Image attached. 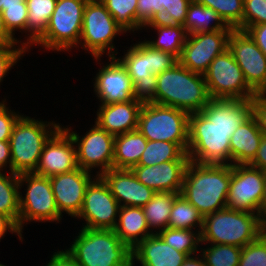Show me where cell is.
<instances>
[{
	"label": "cell",
	"instance_id": "51",
	"mask_svg": "<svg viewBox=\"0 0 266 266\" xmlns=\"http://www.w3.org/2000/svg\"><path fill=\"white\" fill-rule=\"evenodd\" d=\"M12 233L18 236L20 242H23V234L19 231L18 227L7 217L0 214V242L4 239L6 233Z\"/></svg>",
	"mask_w": 266,
	"mask_h": 266
},
{
	"label": "cell",
	"instance_id": "28",
	"mask_svg": "<svg viewBox=\"0 0 266 266\" xmlns=\"http://www.w3.org/2000/svg\"><path fill=\"white\" fill-rule=\"evenodd\" d=\"M147 139L138 130L115 136L113 168L131 169L138 165L147 146Z\"/></svg>",
	"mask_w": 266,
	"mask_h": 266
},
{
	"label": "cell",
	"instance_id": "49",
	"mask_svg": "<svg viewBox=\"0 0 266 266\" xmlns=\"http://www.w3.org/2000/svg\"><path fill=\"white\" fill-rule=\"evenodd\" d=\"M56 251L45 266H80L66 249Z\"/></svg>",
	"mask_w": 266,
	"mask_h": 266
},
{
	"label": "cell",
	"instance_id": "47",
	"mask_svg": "<svg viewBox=\"0 0 266 266\" xmlns=\"http://www.w3.org/2000/svg\"><path fill=\"white\" fill-rule=\"evenodd\" d=\"M154 8L156 0H138L136 12V32L151 22H154Z\"/></svg>",
	"mask_w": 266,
	"mask_h": 266
},
{
	"label": "cell",
	"instance_id": "46",
	"mask_svg": "<svg viewBox=\"0 0 266 266\" xmlns=\"http://www.w3.org/2000/svg\"><path fill=\"white\" fill-rule=\"evenodd\" d=\"M6 98L0 102V141H9L13 128L18 119L23 115L7 106Z\"/></svg>",
	"mask_w": 266,
	"mask_h": 266
},
{
	"label": "cell",
	"instance_id": "29",
	"mask_svg": "<svg viewBox=\"0 0 266 266\" xmlns=\"http://www.w3.org/2000/svg\"><path fill=\"white\" fill-rule=\"evenodd\" d=\"M143 29H154L155 32L157 31V39H145L150 46L154 49L172 53L177 58L180 57L188 35L182 25L154 21L145 25Z\"/></svg>",
	"mask_w": 266,
	"mask_h": 266
},
{
	"label": "cell",
	"instance_id": "30",
	"mask_svg": "<svg viewBox=\"0 0 266 266\" xmlns=\"http://www.w3.org/2000/svg\"><path fill=\"white\" fill-rule=\"evenodd\" d=\"M188 35L200 32H214L217 30H233L228 27L222 18L209 7L192 1L187 9L183 24Z\"/></svg>",
	"mask_w": 266,
	"mask_h": 266
},
{
	"label": "cell",
	"instance_id": "41",
	"mask_svg": "<svg viewBox=\"0 0 266 266\" xmlns=\"http://www.w3.org/2000/svg\"><path fill=\"white\" fill-rule=\"evenodd\" d=\"M3 21L8 32L14 37L19 31L26 33L28 8L26 0H8L6 9L2 11ZM16 31V32H15Z\"/></svg>",
	"mask_w": 266,
	"mask_h": 266
},
{
	"label": "cell",
	"instance_id": "20",
	"mask_svg": "<svg viewBox=\"0 0 266 266\" xmlns=\"http://www.w3.org/2000/svg\"><path fill=\"white\" fill-rule=\"evenodd\" d=\"M76 168L78 164L75 143L61 126L44 145L34 173L50 178Z\"/></svg>",
	"mask_w": 266,
	"mask_h": 266
},
{
	"label": "cell",
	"instance_id": "37",
	"mask_svg": "<svg viewBox=\"0 0 266 266\" xmlns=\"http://www.w3.org/2000/svg\"><path fill=\"white\" fill-rule=\"evenodd\" d=\"M241 250L233 245L200 243L199 254L207 266H238Z\"/></svg>",
	"mask_w": 266,
	"mask_h": 266
},
{
	"label": "cell",
	"instance_id": "14",
	"mask_svg": "<svg viewBox=\"0 0 266 266\" xmlns=\"http://www.w3.org/2000/svg\"><path fill=\"white\" fill-rule=\"evenodd\" d=\"M119 208L105 181L96 176L87 186L81 211L75 219L85 221L81 228L114 229Z\"/></svg>",
	"mask_w": 266,
	"mask_h": 266
},
{
	"label": "cell",
	"instance_id": "6",
	"mask_svg": "<svg viewBox=\"0 0 266 266\" xmlns=\"http://www.w3.org/2000/svg\"><path fill=\"white\" fill-rule=\"evenodd\" d=\"M237 128L216 127L201 112L189 115V160L199 164L231 165L230 138Z\"/></svg>",
	"mask_w": 266,
	"mask_h": 266
},
{
	"label": "cell",
	"instance_id": "16",
	"mask_svg": "<svg viewBox=\"0 0 266 266\" xmlns=\"http://www.w3.org/2000/svg\"><path fill=\"white\" fill-rule=\"evenodd\" d=\"M228 50L241 68L247 84L257 93L266 89V55L246 31L233 29Z\"/></svg>",
	"mask_w": 266,
	"mask_h": 266
},
{
	"label": "cell",
	"instance_id": "13",
	"mask_svg": "<svg viewBox=\"0 0 266 266\" xmlns=\"http://www.w3.org/2000/svg\"><path fill=\"white\" fill-rule=\"evenodd\" d=\"M265 172L249 164L231 165L227 195L229 209L260 214Z\"/></svg>",
	"mask_w": 266,
	"mask_h": 266
},
{
	"label": "cell",
	"instance_id": "25",
	"mask_svg": "<svg viewBox=\"0 0 266 266\" xmlns=\"http://www.w3.org/2000/svg\"><path fill=\"white\" fill-rule=\"evenodd\" d=\"M200 112L216 127L238 128L251 116V99H211Z\"/></svg>",
	"mask_w": 266,
	"mask_h": 266
},
{
	"label": "cell",
	"instance_id": "40",
	"mask_svg": "<svg viewBox=\"0 0 266 266\" xmlns=\"http://www.w3.org/2000/svg\"><path fill=\"white\" fill-rule=\"evenodd\" d=\"M191 2L192 0H156L154 21L183 26Z\"/></svg>",
	"mask_w": 266,
	"mask_h": 266
},
{
	"label": "cell",
	"instance_id": "39",
	"mask_svg": "<svg viewBox=\"0 0 266 266\" xmlns=\"http://www.w3.org/2000/svg\"><path fill=\"white\" fill-rule=\"evenodd\" d=\"M115 21L127 32L136 33L138 0H100ZM133 31V32H132Z\"/></svg>",
	"mask_w": 266,
	"mask_h": 266
},
{
	"label": "cell",
	"instance_id": "38",
	"mask_svg": "<svg viewBox=\"0 0 266 266\" xmlns=\"http://www.w3.org/2000/svg\"><path fill=\"white\" fill-rule=\"evenodd\" d=\"M212 8L232 29L243 30L244 0H192Z\"/></svg>",
	"mask_w": 266,
	"mask_h": 266
},
{
	"label": "cell",
	"instance_id": "48",
	"mask_svg": "<svg viewBox=\"0 0 266 266\" xmlns=\"http://www.w3.org/2000/svg\"><path fill=\"white\" fill-rule=\"evenodd\" d=\"M251 115L255 118L260 132L266 136V98L256 94L251 99Z\"/></svg>",
	"mask_w": 266,
	"mask_h": 266
},
{
	"label": "cell",
	"instance_id": "1",
	"mask_svg": "<svg viewBox=\"0 0 266 266\" xmlns=\"http://www.w3.org/2000/svg\"><path fill=\"white\" fill-rule=\"evenodd\" d=\"M231 165L189 161L180 194L205 217L227 206Z\"/></svg>",
	"mask_w": 266,
	"mask_h": 266
},
{
	"label": "cell",
	"instance_id": "2",
	"mask_svg": "<svg viewBox=\"0 0 266 266\" xmlns=\"http://www.w3.org/2000/svg\"><path fill=\"white\" fill-rule=\"evenodd\" d=\"M211 100L205 77L177 62L157 76L155 103L189 114L200 112Z\"/></svg>",
	"mask_w": 266,
	"mask_h": 266
},
{
	"label": "cell",
	"instance_id": "58",
	"mask_svg": "<svg viewBox=\"0 0 266 266\" xmlns=\"http://www.w3.org/2000/svg\"><path fill=\"white\" fill-rule=\"evenodd\" d=\"M261 94L266 98V89Z\"/></svg>",
	"mask_w": 266,
	"mask_h": 266
},
{
	"label": "cell",
	"instance_id": "23",
	"mask_svg": "<svg viewBox=\"0 0 266 266\" xmlns=\"http://www.w3.org/2000/svg\"><path fill=\"white\" fill-rule=\"evenodd\" d=\"M142 105L137 99L99 104L94 123L114 136L136 130Z\"/></svg>",
	"mask_w": 266,
	"mask_h": 266
},
{
	"label": "cell",
	"instance_id": "7",
	"mask_svg": "<svg viewBox=\"0 0 266 266\" xmlns=\"http://www.w3.org/2000/svg\"><path fill=\"white\" fill-rule=\"evenodd\" d=\"M124 33L127 32L115 21L100 0H88L84 8L81 37L77 48H82L85 53H91L93 60L101 65V58L105 54L106 57L118 55V49H115L113 42Z\"/></svg>",
	"mask_w": 266,
	"mask_h": 266
},
{
	"label": "cell",
	"instance_id": "43",
	"mask_svg": "<svg viewBox=\"0 0 266 266\" xmlns=\"http://www.w3.org/2000/svg\"><path fill=\"white\" fill-rule=\"evenodd\" d=\"M26 53L30 52L23 44L0 43V85L9 71L20 62L19 60Z\"/></svg>",
	"mask_w": 266,
	"mask_h": 266
},
{
	"label": "cell",
	"instance_id": "15",
	"mask_svg": "<svg viewBox=\"0 0 266 266\" xmlns=\"http://www.w3.org/2000/svg\"><path fill=\"white\" fill-rule=\"evenodd\" d=\"M232 30H217L187 35L178 62L192 72L204 75L210 63L228 49Z\"/></svg>",
	"mask_w": 266,
	"mask_h": 266
},
{
	"label": "cell",
	"instance_id": "27",
	"mask_svg": "<svg viewBox=\"0 0 266 266\" xmlns=\"http://www.w3.org/2000/svg\"><path fill=\"white\" fill-rule=\"evenodd\" d=\"M115 233L132 249L142 240L154 234L148 227L142 207L121 206Z\"/></svg>",
	"mask_w": 266,
	"mask_h": 266
},
{
	"label": "cell",
	"instance_id": "34",
	"mask_svg": "<svg viewBox=\"0 0 266 266\" xmlns=\"http://www.w3.org/2000/svg\"><path fill=\"white\" fill-rule=\"evenodd\" d=\"M203 216L179 194L171 207L169 228L194 230L201 233L203 227ZM198 227V228H197Z\"/></svg>",
	"mask_w": 266,
	"mask_h": 266
},
{
	"label": "cell",
	"instance_id": "44",
	"mask_svg": "<svg viewBox=\"0 0 266 266\" xmlns=\"http://www.w3.org/2000/svg\"><path fill=\"white\" fill-rule=\"evenodd\" d=\"M266 23V0H244L243 31Z\"/></svg>",
	"mask_w": 266,
	"mask_h": 266
},
{
	"label": "cell",
	"instance_id": "35",
	"mask_svg": "<svg viewBox=\"0 0 266 266\" xmlns=\"http://www.w3.org/2000/svg\"><path fill=\"white\" fill-rule=\"evenodd\" d=\"M189 160L188 154L176 143L167 141H147L138 165H158L166 161Z\"/></svg>",
	"mask_w": 266,
	"mask_h": 266
},
{
	"label": "cell",
	"instance_id": "9",
	"mask_svg": "<svg viewBox=\"0 0 266 266\" xmlns=\"http://www.w3.org/2000/svg\"><path fill=\"white\" fill-rule=\"evenodd\" d=\"M189 113L157 103H143L137 129L149 141H167L188 149Z\"/></svg>",
	"mask_w": 266,
	"mask_h": 266
},
{
	"label": "cell",
	"instance_id": "33",
	"mask_svg": "<svg viewBox=\"0 0 266 266\" xmlns=\"http://www.w3.org/2000/svg\"><path fill=\"white\" fill-rule=\"evenodd\" d=\"M0 172V214L7 216L19 229L18 174Z\"/></svg>",
	"mask_w": 266,
	"mask_h": 266
},
{
	"label": "cell",
	"instance_id": "8",
	"mask_svg": "<svg viewBox=\"0 0 266 266\" xmlns=\"http://www.w3.org/2000/svg\"><path fill=\"white\" fill-rule=\"evenodd\" d=\"M88 0H57L46 31L28 48L39 46L50 51L77 49L81 37L83 13ZM32 47V48H31Z\"/></svg>",
	"mask_w": 266,
	"mask_h": 266
},
{
	"label": "cell",
	"instance_id": "21",
	"mask_svg": "<svg viewBox=\"0 0 266 266\" xmlns=\"http://www.w3.org/2000/svg\"><path fill=\"white\" fill-rule=\"evenodd\" d=\"M190 160L166 161L158 165H136L131 168L135 177L154 192L180 193L184 173Z\"/></svg>",
	"mask_w": 266,
	"mask_h": 266
},
{
	"label": "cell",
	"instance_id": "45",
	"mask_svg": "<svg viewBox=\"0 0 266 266\" xmlns=\"http://www.w3.org/2000/svg\"><path fill=\"white\" fill-rule=\"evenodd\" d=\"M178 58L172 53L154 49L149 45V64L151 74L158 76L161 72L172 68Z\"/></svg>",
	"mask_w": 266,
	"mask_h": 266
},
{
	"label": "cell",
	"instance_id": "19",
	"mask_svg": "<svg viewBox=\"0 0 266 266\" xmlns=\"http://www.w3.org/2000/svg\"><path fill=\"white\" fill-rule=\"evenodd\" d=\"M93 78L94 93L100 104L127 102L134 99L133 84L126 68L116 57H108Z\"/></svg>",
	"mask_w": 266,
	"mask_h": 266
},
{
	"label": "cell",
	"instance_id": "56",
	"mask_svg": "<svg viewBox=\"0 0 266 266\" xmlns=\"http://www.w3.org/2000/svg\"><path fill=\"white\" fill-rule=\"evenodd\" d=\"M261 220L266 227V173H265V179H264V190L262 195V201H261Z\"/></svg>",
	"mask_w": 266,
	"mask_h": 266
},
{
	"label": "cell",
	"instance_id": "55",
	"mask_svg": "<svg viewBox=\"0 0 266 266\" xmlns=\"http://www.w3.org/2000/svg\"><path fill=\"white\" fill-rule=\"evenodd\" d=\"M182 266H207L203 257L198 254V255H193L188 257Z\"/></svg>",
	"mask_w": 266,
	"mask_h": 266
},
{
	"label": "cell",
	"instance_id": "52",
	"mask_svg": "<svg viewBox=\"0 0 266 266\" xmlns=\"http://www.w3.org/2000/svg\"><path fill=\"white\" fill-rule=\"evenodd\" d=\"M249 165L259 168L266 173V136H262L256 156Z\"/></svg>",
	"mask_w": 266,
	"mask_h": 266
},
{
	"label": "cell",
	"instance_id": "17",
	"mask_svg": "<svg viewBox=\"0 0 266 266\" xmlns=\"http://www.w3.org/2000/svg\"><path fill=\"white\" fill-rule=\"evenodd\" d=\"M133 45V46H132ZM124 55L116 57L126 68L131 78L134 99L142 103H155L157 76L151 74L149 64V44L143 40L132 44Z\"/></svg>",
	"mask_w": 266,
	"mask_h": 266
},
{
	"label": "cell",
	"instance_id": "10",
	"mask_svg": "<svg viewBox=\"0 0 266 266\" xmlns=\"http://www.w3.org/2000/svg\"><path fill=\"white\" fill-rule=\"evenodd\" d=\"M19 190V231L23 233L25 223L31 222H56L62 221L63 216L59 213L55 197L52 191L50 178L32 173L18 175Z\"/></svg>",
	"mask_w": 266,
	"mask_h": 266
},
{
	"label": "cell",
	"instance_id": "5",
	"mask_svg": "<svg viewBox=\"0 0 266 266\" xmlns=\"http://www.w3.org/2000/svg\"><path fill=\"white\" fill-rule=\"evenodd\" d=\"M61 126L55 121H43L23 114L9 139L11 172L18 175L35 172L44 145Z\"/></svg>",
	"mask_w": 266,
	"mask_h": 266
},
{
	"label": "cell",
	"instance_id": "26",
	"mask_svg": "<svg viewBox=\"0 0 266 266\" xmlns=\"http://www.w3.org/2000/svg\"><path fill=\"white\" fill-rule=\"evenodd\" d=\"M263 134L251 115L230 138L231 165L249 164L256 156Z\"/></svg>",
	"mask_w": 266,
	"mask_h": 266
},
{
	"label": "cell",
	"instance_id": "57",
	"mask_svg": "<svg viewBox=\"0 0 266 266\" xmlns=\"http://www.w3.org/2000/svg\"><path fill=\"white\" fill-rule=\"evenodd\" d=\"M7 1L8 0H0V11L1 12L6 9Z\"/></svg>",
	"mask_w": 266,
	"mask_h": 266
},
{
	"label": "cell",
	"instance_id": "31",
	"mask_svg": "<svg viewBox=\"0 0 266 266\" xmlns=\"http://www.w3.org/2000/svg\"><path fill=\"white\" fill-rule=\"evenodd\" d=\"M57 0H26L28 21L23 45L28 49L45 31ZM28 37V38H27Z\"/></svg>",
	"mask_w": 266,
	"mask_h": 266
},
{
	"label": "cell",
	"instance_id": "4",
	"mask_svg": "<svg viewBox=\"0 0 266 266\" xmlns=\"http://www.w3.org/2000/svg\"><path fill=\"white\" fill-rule=\"evenodd\" d=\"M264 232L266 227L260 214L225 207L203 218L200 241L243 248L256 241Z\"/></svg>",
	"mask_w": 266,
	"mask_h": 266
},
{
	"label": "cell",
	"instance_id": "32",
	"mask_svg": "<svg viewBox=\"0 0 266 266\" xmlns=\"http://www.w3.org/2000/svg\"><path fill=\"white\" fill-rule=\"evenodd\" d=\"M180 193L158 192L142 207L149 229L155 234L168 227L171 207Z\"/></svg>",
	"mask_w": 266,
	"mask_h": 266
},
{
	"label": "cell",
	"instance_id": "22",
	"mask_svg": "<svg viewBox=\"0 0 266 266\" xmlns=\"http://www.w3.org/2000/svg\"><path fill=\"white\" fill-rule=\"evenodd\" d=\"M119 206L144 207L156 193L142 184L131 169L112 168L100 175Z\"/></svg>",
	"mask_w": 266,
	"mask_h": 266
},
{
	"label": "cell",
	"instance_id": "12",
	"mask_svg": "<svg viewBox=\"0 0 266 266\" xmlns=\"http://www.w3.org/2000/svg\"><path fill=\"white\" fill-rule=\"evenodd\" d=\"M66 126L62 125L75 143L78 167L89 172L97 168L96 176L113 168L114 135L96 123L82 136L76 130L73 131L70 125Z\"/></svg>",
	"mask_w": 266,
	"mask_h": 266
},
{
	"label": "cell",
	"instance_id": "50",
	"mask_svg": "<svg viewBox=\"0 0 266 266\" xmlns=\"http://www.w3.org/2000/svg\"><path fill=\"white\" fill-rule=\"evenodd\" d=\"M266 55V23L252 25L245 30Z\"/></svg>",
	"mask_w": 266,
	"mask_h": 266
},
{
	"label": "cell",
	"instance_id": "11",
	"mask_svg": "<svg viewBox=\"0 0 266 266\" xmlns=\"http://www.w3.org/2000/svg\"><path fill=\"white\" fill-rule=\"evenodd\" d=\"M204 77L211 99L249 100L257 94L228 49L210 63Z\"/></svg>",
	"mask_w": 266,
	"mask_h": 266
},
{
	"label": "cell",
	"instance_id": "24",
	"mask_svg": "<svg viewBox=\"0 0 266 266\" xmlns=\"http://www.w3.org/2000/svg\"><path fill=\"white\" fill-rule=\"evenodd\" d=\"M133 266H182L188 258L185 253L177 251L157 234H152L139 242L133 249Z\"/></svg>",
	"mask_w": 266,
	"mask_h": 266
},
{
	"label": "cell",
	"instance_id": "3",
	"mask_svg": "<svg viewBox=\"0 0 266 266\" xmlns=\"http://www.w3.org/2000/svg\"><path fill=\"white\" fill-rule=\"evenodd\" d=\"M66 250L80 266H133L132 248L114 229L81 228Z\"/></svg>",
	"mask_w": 266,
	"mask_h": 266
},
{
	"label": "cell",
	"instance_id": "53",
	"mask_svg": "<svg viewBox=\"0 0 266 266\" xmlns=\"http://www.w3.org/2000/svg\"><path fill=\"white\" fill-rule=\"evenodd\" d=\"M6 170L11 172L10 142L0 141V172H6Z\"/></svg>",
	"mask_w": 266,
	"mask_h": 266
},
{
	"label": "cell",
	"instance_id": "36",
	"mask_svg": "<svg viewBox=\"0 0 266 266\" xmlns=\"http://www.w3.org/2000/svg\"><path fill=\"white\" fill-rule=\"evenodd\" d=\"M169 246L185 253L188 257L199 254L200 233L194 230L167 227L157 233Z\"/></svg>",
	"mask_w": 266,
	"mask_h": 266
},
{
	"label": "cell",
	"instance_id": "18",
	"mask_svg": "<svg viewBox=\"0 0 266 266\" xmlns=\"http://www.w3.org/2000/svg\"><path fill=\"white\" fill-rule=\"evenodd\" d=\"M95 177V173L80 167L70 172L50 177L55 202L62 216L63 213L72 218L78 216L87 186Z\"/></svg>",
	"mask_w": 266,
	"mask_h": 266
},
{
	"label": "cell",
	"instance_id": "54",
	"mask_svg": "<svg viewBox=\"0 0 266 266\" xmlns=\"http://www.w3.org/2000/svg\"><path fill=\"white\" fill-rule=\"evenodd\" d=\"M0 43L4 44H23L19 38H14L6 29L3 21L2 12L0 11Z\"/></svg>",
	"mask_w": 266,
	"mask_h": 266
},
{
	"label": "cell",
	"instance_id": "42",
	"mask_svg": "<svg viewBox=\"0 0 266 266\" xmlns=\"http://www.w3.org/2000/svg\"><path fill=\"white\" fill-rule=\"evenodd\" d=\"M238 266H266V232L242 248Z\"/></svg>",
	"mask_w": 266,
	"mask_h": 266
}]
</instances>
